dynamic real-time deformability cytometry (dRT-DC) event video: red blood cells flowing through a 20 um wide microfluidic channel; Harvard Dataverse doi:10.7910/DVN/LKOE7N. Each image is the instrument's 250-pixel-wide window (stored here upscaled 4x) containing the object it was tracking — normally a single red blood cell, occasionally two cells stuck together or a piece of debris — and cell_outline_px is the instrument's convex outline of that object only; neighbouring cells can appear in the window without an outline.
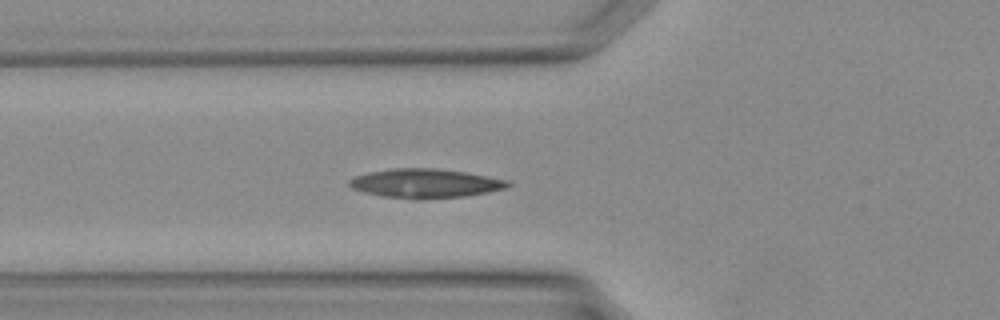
{"species": "Egyptian fruit bat (a non-hibernating species)", "species_latin": "Rousettus aegyptiacus", "temperature_condition": "warm", "stored_images_in_passage": 30, "camera_frame_rate_fps": 3000, "um_per_image_px": 0.085, "animal": {"sex": "female"}, "frame": {"image": 1, "passage_image": 9, "time_ms": 2.667, "image_size_px": [1000, 320], "cell_outline_px": [[512, 184], [504, 188], [488, 192], [464, 196], [384, 196], [364, 192], [352, 188], [348, 184], [348, 180], [356, 176], [368, 172], [388, 168], [436, 168], [468, 172], [508, 180]], "centroid_in_image_um": [36.15, 15.52], "position_along_channel_um": 89.6, "area_um2": 25.89}}